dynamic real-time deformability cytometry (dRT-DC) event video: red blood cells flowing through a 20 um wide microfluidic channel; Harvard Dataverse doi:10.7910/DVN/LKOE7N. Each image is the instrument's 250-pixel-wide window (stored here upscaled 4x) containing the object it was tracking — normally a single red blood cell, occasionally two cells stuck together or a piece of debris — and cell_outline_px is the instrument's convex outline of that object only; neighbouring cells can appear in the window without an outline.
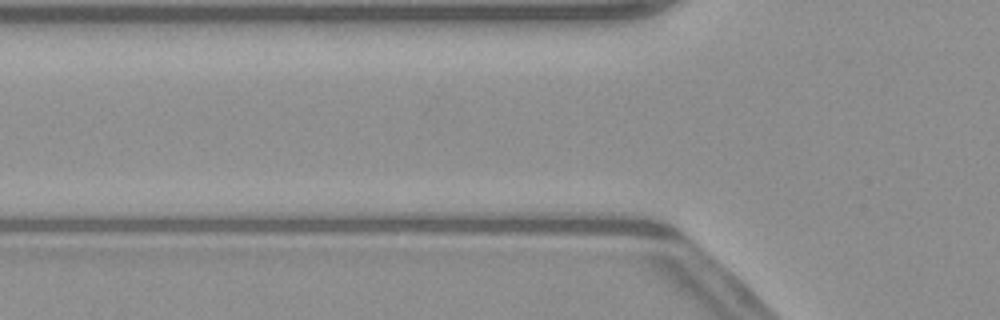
{"species": "common noctule bat (a hibernating species)", "species_latin": "Nyctalus noctula", "temperature_condition": "warm", "stored_images_in_passage": 3, "camera_frame_rate_fps": 3000, "um_per_image_px": 0.085, "animal": {"sex": "male", "body_mass_g": 23.1, "forearm_length_mm": 52.7}, "frame": {"image": 1, "passage_image": 2, "time_ms": 0.333, "image_size_px": [1000, 320], "cell_outline_px": [[664, 236], [652, 236], [472, 232], [472, 228], [484, 212], [632, 212]], "centroid_in_image_um": [48.03, 19.0], "position_along_channel_um": 77.8, "area_um2": 27.22}}